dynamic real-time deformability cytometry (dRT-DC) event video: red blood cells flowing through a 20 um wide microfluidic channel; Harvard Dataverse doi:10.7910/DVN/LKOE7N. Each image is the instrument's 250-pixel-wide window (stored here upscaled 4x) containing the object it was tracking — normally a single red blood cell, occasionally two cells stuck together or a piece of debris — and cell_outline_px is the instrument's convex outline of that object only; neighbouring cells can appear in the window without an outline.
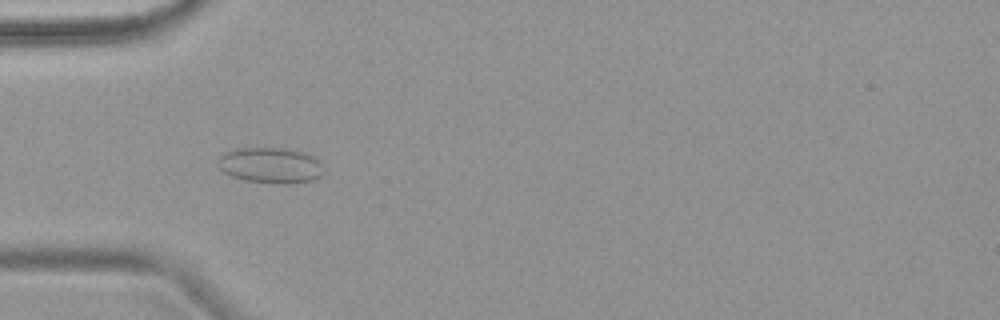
{"species": "common noctule bat (a hibernating species)", "species_latin": "Nyctalus noctula", "temperature_condition": "warm", "stored_images_in_passage": 4, "camera_frame_rate_fps": 3000, "um_per_image_px": 0.085, "animal": {"sex": "female", "body_mass_g": 18.4}, "frame": {"image": 1, "passage_image": 3, "time_ms": 3.333, "image_size_px": [1000, 320], "cell_outline_px": [[324, 172], [320, 176], [312, 180], [288, 184], [280, 184], [244, 180], [232, 176], [224, 172], [220, 168], [220, 156], [224, 152], [236, 148], [288, 148], [304, 152], [312, 156], [320, 164]], "centroid_in_image_um": [23.0, 14.05], "position_along_channel_um": 62.0, "area_um2": 21.85}}